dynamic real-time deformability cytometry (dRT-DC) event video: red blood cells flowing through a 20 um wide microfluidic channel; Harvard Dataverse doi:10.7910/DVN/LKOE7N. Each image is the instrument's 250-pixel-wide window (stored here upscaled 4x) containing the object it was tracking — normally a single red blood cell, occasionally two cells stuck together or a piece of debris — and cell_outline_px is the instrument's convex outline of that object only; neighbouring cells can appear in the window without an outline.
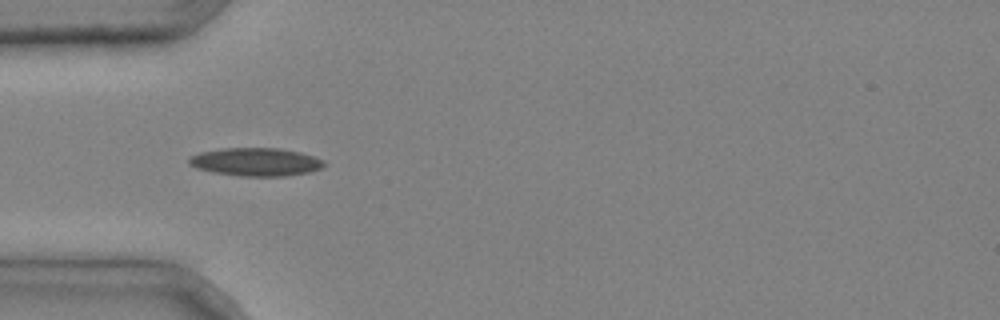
{"species": "common noctule bat (a hibernating species)", "species_latin": "Nyctalus noctula", "temperature_condition": "cold", "stored_images_in_passage": 3, "camera_frame_rate_fps": 3000, "um_per_image_px": 0.085, "animal": {"sex": "male", "body_mass_g": 20.4}, "frame": {"image": 1, "passage_image": 1, "time_ms": 0.0, "image_size_px": [1000, 320], "cell_outline_px": [[324, 164], [320, 168], [308, 172], [284, 176], [240, 176], [212, 172], [196, 168], [188, 164], [188, 160], [192, 156], [200, 152], [220, 148], [280, 148], [300, 152], [324, 160]], "centroid_in_image_um": [21.71, 13.76], "position_along_channel_um": 63.3, "area_um2": 22.08}}